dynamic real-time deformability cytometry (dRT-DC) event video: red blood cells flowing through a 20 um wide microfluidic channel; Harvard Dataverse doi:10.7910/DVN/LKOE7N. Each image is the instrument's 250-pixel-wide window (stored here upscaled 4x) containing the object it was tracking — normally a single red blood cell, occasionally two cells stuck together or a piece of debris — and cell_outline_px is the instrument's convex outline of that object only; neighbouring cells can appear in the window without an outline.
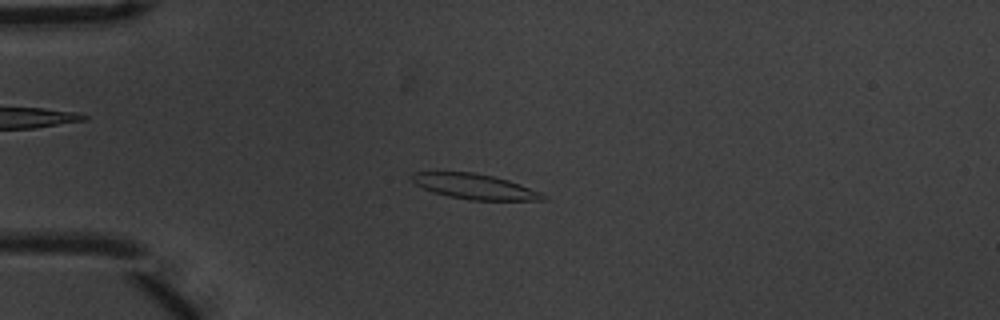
{"species": "common noctule bat (a hibernating species)", "species_latin": "Nyctalus noctula", "temperature_condition": "warm", "stored_images_in_passage": 52, "camera_frame_rate_fps": 3000, "um_per_image_px": 0.085, "animal": {"sex": "male", "body_mass_g": 20.1, "forearm_length_mm": 53.5}, "frame": {"image": 1, "passage_image": 11, "time_ms": 3.333, "image_size_px": [1000, 320], "cell_outline_px": [[548, 200], [468, 200], [448, 196], [432, 192], [416, 184], [408, 176], [412, 172], [472, 172], [492, 176], [508, 180], [520, 184], [540, 192], [548, 196]], "centroid_in_image_um": [40.34, 15.86], "position_along_channel_um": 44.7, "area_um2": 19.31}}
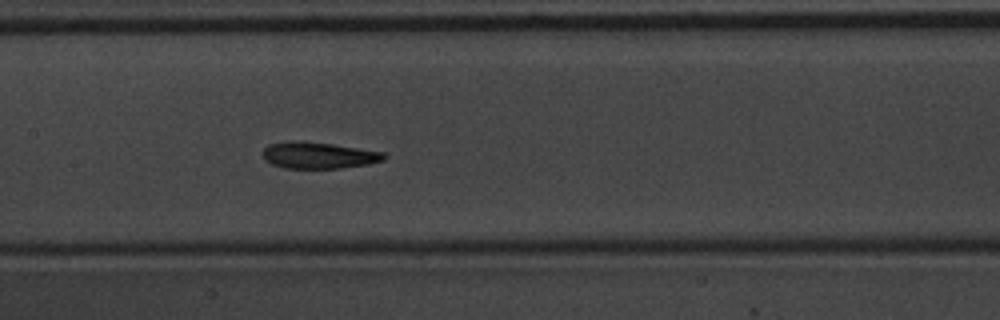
{"frame": {"image": 2, "passage_image": 24, "time_ms": 7.667, "image_size_px": [1000, 320], "cell_outline_px": [[388, 156], [384, 160], [368, 164], [340, 168], [284, 168], [272, 164], [264, 160], [264, 148], [268, 144], [292, 140], [296, 140], [332, 144], [384, 152]], "centroid_in_image_um": [27.08, 13.2], "position_along_channel_um": 180.3, "area_um2": 18.73}}
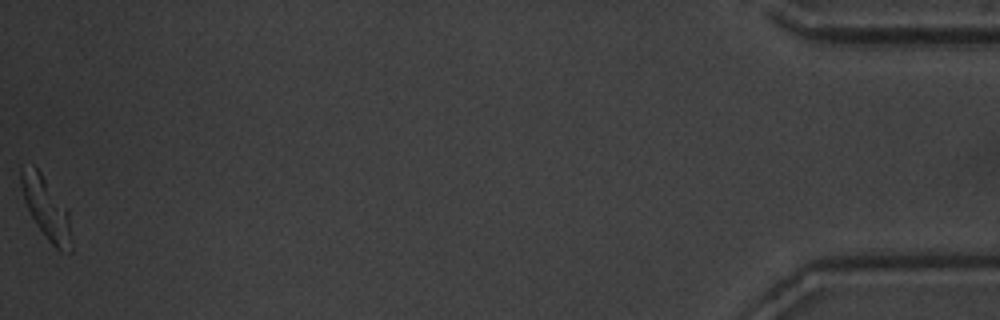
{"frame": {"image": 3, "passage_image": 52, "time_ms": 17.0, "image_size_px": [1000, 320], "cell_outline_px": [[72, 252], [60, 252], [44, 236], [36, 224], [24, 200], [20, 184], [20, 168], [32, 164], [40, 172], [68, 208], [72, 240]], "centroid_in_image_um": [3.95, 17.72], "position_along_channel_um": 431.2, "area_um2": 18.26}, "authors_computed_cell_mechanics": {"area_um2": 18.8139, "velocity_mm_per_s": 3.6842, "shape_relaxation_time_tau1_ms": 3.3046, "shape_relaxation_time_tau2_ms": 2.4667, "deformation_change_tau1": 0.1761, "deformation_change_tau2": 0.0852}}